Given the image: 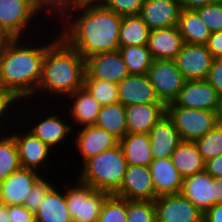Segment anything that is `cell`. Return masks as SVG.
I'll list each match as a JSON object with an SVG mask.
<instances>
[{
    "instance_id": "6da1fadb",
    "label": "cell",
    "mask_w": 222,
    "mask_h": 222,
    "mask_svg": "<svg viewBox=\"0 0 222 222\" xmlns=\"http://www.w3.org/2000/svg\"><path fill=\"white\" fill-rule=\"evenodd\" d=\"M122 17L97 0H86L55 24L59 35L84 58L119 49ZM62 25V26H61Z\"/></svg>"
},
{
    "instance_id": "7a4b0ae2",
    "label": "cell",
    "mask_w": 222,
    "mask_h": 222,
    "mask_svg": "<svg viewBox=\"0 0 222 222\" xmlns=\"http://www.w3.org/2000/svg\"><path fill=\"white\" fill-rule=\"evenodd\" d=\"M46 28H53V33L43 29V33L49 35L48 38L38 34V37L6 39L1 47L0 85L20 101L36 102L46 50L60 36L57 26Z\"/></svg>"
},
{
    "instance_id": "3957f363",
    "label": "cell",
    "mask_w": 222,
    "mask_h": 222,
    "mask_svg": "<svg viewBox=\"0 0 222 222\" xmlns=\"http://www.w3.org/2000/svg\"><path fill=\"white\" fill-rule=\"evenodd\" d=\"M84 75L85 59L59 36L46 50L36 102L45 105L44 97L46 103L59 104L83 87Z\"/></svg>"
},
{
    "instance_id": "277c9868",
    "label": "cell",
    "mask_w": 222,
    "mask_h": 222,
    "mask_svg": "<svg viewBox=\"0 0 222 222\" xmlns=\"http://www.w3.org/2000/svg\"><path fill=\"white\" fill-rule=\"evenodd\" d=\"M128 164L124 152L118 144L87 160L75 178L90 187L115 194L122 183Z\"/></svg>"
},
{
    "instance_id": "5b68a950",
    "label": "cell",
    "mask_w": 222,
    "mask_h": 222,
    "mask_svg": "<svg viewBox=\"0 0 222 222\" xmlns=\"http://www.w3.org/2000/svg\"><path fill=\"white\" fill-rule=\"evenodd\" d=\"M23 103V104H22ZM25 104H27L29 107H28V109H27V107L26 108H23L22 106H24ZM34 104H35V106H34ZM38 103H34V101H22L21 102V104H20V106H19V111H21V112H19V116L20 115H22V116H20V118H21V123H23V124H27L26 126H25V128L28 130V131H30L35 137H37V138H39L42 142H44L48 147H50L53 151L56 149H58V147H59V149L61 148L60 146L62 145V142L63 143H65V142H67V140H69L70 138H71V141L70 142H72L73 143V140H72V137H73V135H74V133H73V128H72V126H71V123H70V119H69V116L68 115H66L67 114V112H66V110L62 107V108H60L58 111H56V110H54V108L55 107H57L55 104H52V105H50V103L49 104H47V103H45L46 105L44 106L43 105V108L45 107V108H50L49 106H51V109H43L42 108V104L43 103H40L41 104V106H39V104L37 105ZM34 106V107H33ZM37 106H39L38 108H36ZM48 106V107H47ZM55 106V107H54ZM20 107H22V108H20ZM29 108L31 109V108H34L33 110L34 111H31V113L28 111L29 110ZM22 109V110H21ZM27 109V110H26ZM40 109V110H39ZM44 110V114H45V116H44V114L43 113H40V115H39V118L41 119V117H42V119L41 120H39V118H38V115L37 114H39V112L41 111V110ZM52 109H53V111H52ZM63 109V110H62ZM25 110H26V113H25ZM37 110L39 111V112H37ZM62 110V111H61ZM65 110V111H64ZM36 111V112H35ZM49 111V112H48ZM65 112V114H64V112ZM23 112V113H22ZM34 112V113H33ZM56 114H55V113ZM58 112V113H57ZM63 112V113H62ZM32 113H33V115L35 116H29L30 114L32 115ZM23 114H25L26 115V117L28 116L29 118L28 119H26V117L24 118L23 117ZM28 114V115H27ZM50 114V115H49ZM37 115V116H36ZM64 115V116H63ZM66 115V116H65ZM38 119H37V118ZM63 117H64V119H63ZM68 119H67V118ZM32 118H34V119H32ZM36 118V119H35ZM23 119V120H22ZM25 119V120H24ZM29 121V122H25V121ZM31 120V121H30ZM34 120H36V121H38V122H36V121H34ZM69 120V121H68ZM22 121H24V122H22ZM33 124H32V123ZM30 125H29V124ZM32 125V126H31ZM29 126V127H28ZM71 135V137H69ZM67 137H69V139L67 138ZM65 141V142H64ZM60 145V146H59Z\"/></svg>"
},
{
    "instance_id": "8992f818",
    "label": "cell",
    "mask_w": 222,
    "mask_h": 222,
    "mask_svg": "<svg viewBox=\"0 0 222 222\" xmlns=\"http://www.w3.org/2000/svg\"><path fill=\"white\" fill-rule=\"evenodd\" d=\"M40 16L42 18L43 14L36 9L32 0H0V32L6 39L38 36V33L40 34L42 30V26H40V29L39 25H45V27L48 26L47 23L52 25L46 19L45 24H42L43 19ZM38 29L39 32H37ZM34 32L36 33L34 34Z\"/></svg>"
},
{
    "instance_id": "52a82bcc",
    "label": "cell",
    "mask_w": 222,
    "mask_h": 222,
    "mask_svg": "<svg viewBox=\"0 0 222 222\" xmlns=\"http://www.w3.org/2000/svg\"><path fill=\"white\" fill-rule=\"evenodd\" d=\"M73 179L74 182L69 180L65 184V199L73 222H98L103 203L110 194Z\"/></svg>"
},
{
    "instance_id": "ba28073f",
    "label": "cell",
    "mask_w": 222,
    "mask_h": 222,
    "mask_svg": "<svg viewBox=\"0 0 222 222\" xmlns=\"http://www.w3.org/2000/svg\"><path fill=\"white\" fill-rule=\"evenodd\" d=\"M166 114L174 123L181 141H195L220 122L218 112L179 107L173 102L166 105Z\"/></svg>"
},
{
    "instance_id": "9c48e42d",
    "label": "cell",
    "mask_w": 222,
    "mask_h": 222,
    "mask_svg": "<svg viewBox=\"0 0 222 222\" xmlns=\"http://www.w3.org/2000/svg\"><path fill=\"white\" fill-rule=\"evenodd\" d=\"M15 125L17 126H15V128L13 126L9 132L14 136L17 143L21 168L30 169L37 172L39 171V173H42V175L45 173L44 176L47 173V176L49 177L46 170L48 168L49 171L52 167L49 162L51 161L50 159H52L50 158L52 156L51 153L54 151L39 138L35 137L30 131H28L25 128L26 124L22 125L21 123L22 128L20 127V121ZM13 128L16 130V132ZM17 128L18 130L22 129V133L21 131L18 132ZM48 166H50V168Z\"/></svg>"
},
{
    "instance_id": "30bf717a",
    "label": "cell",
    "mask_w": 222,
    "mask_h": 222,
    "mask_svg": "<svg viewBox=\"0 0 222 222\" xmlns=\"http://www.w3.org/2000/svg\"><path fill=\"white\" fill-rule=\"evenodd\" d=\"M147 75L159 100L165 105L177 98L186 82L174 60L154 59Z\"/></svg>"
},
{
    "instance_id": "8fae6325",
    "label": "cell",
    "mask_w": 222,
    "mask_h": 222,
    "mask_svg": "<svg viewBox=\"0 0 222 222\" xmlns=\"http://www.w3.org/2000/svg\"><path fill=\"white\" fill-rule=\"evenodd\" d=\"M154 207L156 222H203L204 213L181 194L158 196Z\"/></svg>"
},
{
    "instance_id": "7c38bea8",
    "label": "cell",
    "mask_w": 222,
    "mask_h": 222,
    "mask_svg": "<svg viewBox=\"0 0 222 222\" xmlns=\"http://www.w3.org/2000/svg\"><path fill=\"white\" fill-rule=\"evenodd\" d=\"M222 97L216 89L204 80H190L184 83L177 98L176 106L220 112Z\"/></svg>"
},
{
    "instance_id": "4fadbf2b",
    "label": "cell",
    "mask_w": 222,
    "mask_h": 222,
    "mask_svg": "<svg viewBox=\"0 0 222 222\" xmlns=\"http://www.w3.org/2000/svg\"><path fill=\"white\" fill-rule=\"evenodd\" d=\"M128 75L119 50L95 54L85 59L84 79H99L118 84Z\"/></svg>"
},
{
    "instance_id": "5bb4252c",
    "label": "cell",
    "mask_w": 222,
    "mask_h": 222,
    "mask_svg": "<svg viewBox=\"0 0 222 222\" xmlns=\"http://www.w3.org/2000/svg\"><path fill=\"white\" fill-rule=\"evenodd\" d=\"M74 143L72 144L77 151L76 155L78 158H82L80 164H84L87 160L94 157L95 155L114 148L119 144V140L108 133L103 128L96 125L84 126L73 131Z\"/></svg>"
},
{
    "instance_id": "9a60e30c",
    "label": "cell",
    "mask_w": 222,
    "mask_h": 222,
    "mask_svg": "<svg viewBox=\"0 0 222 222\" xmlns=\"http://www.w3.org/2000/svg\"><path fill=\"white\" fill-rule=\"evenodd\" d=\"M127 200L154 201V183L149 167L128 165L119 190L114 194Z\"/></svg>"
},
{
    "instance_id": "2e32d148",
    "label": "cell",
    "mask_w": 222,
    "mask_h": 222,
    "mask_svg": "<svg viewBox=\"0 0 222 222\" xmlns=\"http://www.w3.org/2000/svg\"><path fill=\"white\" fill-rule=\"evenodd\" d=\"M213 60L214 57L206 45H191L185 43L174 59L176 66L186 81L206 79Z\"/></svg>"
},
{
    "instance_id": "e0dca14e",
    "label": "cell",
    "mask_w": 222,
    "mask_h": 222,
    "mask_svg": "<svg viewBox=\"0 0 222 222\" xmlns=\"http://www.w3.org/2000/svg\"><path fill=\"white\" fill-rule=\"evenodd\" d=\"M60 104L61 106L66 104L70 106L68 107L69 109L67 108L66 112H68L67 114L69 115L71 126L74 131L79 129V127L95 125L98 113L101 109V105L84 86L77 89L74 93L70 94L56 105L60 107Z\"/></svg>"
},
{
    "instance_id": "ac0fdd59",
    "label": "cell",
    "mask_w": 222,
    "mask_h": 222,
    "mask_svg": "<svg viewBox=\"0 0 222 222\" xmlns=\"http://www.w3.org/2000/svg\"><path fill=\"white\" fill-rule=\"evenodd\" d=\"M41 173L20 168L7 179L0 181V203L5 205H24L27 195L43 177Z\"/></svg>"
},
{
    "instance_id": "d6986e66",
    "label": "cell",
    "mask_w": 222,
    "mask_h": 222,
    "mask_svg": "<svg viewBox=\"0 0 222 222\" xmlns=\"http://www.w3.org/2000/svg\"><path fill=\"white\" fill-rule=\"evenodd\" d=\"M180 194L205 213L216 204V182L210 174L203 171L184 178Z\"/></svg>"
},
{
    "instance_id": "ffe728a7",
    "label": "cell",
    "mask_w": 222,
    "mask_h": 222,
    "mask_svg": "<svg viewBox=\"0 0 222 222\" xmlns=\"http://www.w3.org/2000/svg\"><path fill=\"white\" fill-rule=\"evenodd\" d=\"M118 102L122 105L162 103L147 74H129L117 84Z\"/></svg>"
},
{
    "instance_id": "44dd1931",
    "label": "cell",
    "mask_w": 222,
    "mask_h": 222,
    "mask_svg": "<svg viewBox=\"0 0 222 222\" xmlns=\"http://www.w3.org/2000/svg\"><path fill=\"white\" fill-rule=\"evenodd\" d=\"M181 10L178 0H144L139 16L154 30L177 26Z\"/></svg>"
},
{
    "instance_id": "7402d4cb",
    "label": "cell",
    "mask_w": 222,
    "mask_h": 222,
    "mask_svg": "<svg viewBox=\"0 0 222 222\" xmlns=\"http://www.w3.org/2000/svg\"><path fill=\"white\" fill-rule=\"evenodd\" d=\"M153 160L169 158L180 144L179 133L168 115H164L148 133Z\"/></svg>"
},
{
    "instance_id": "603a6c76",
    "label": "cell",
    "mask_w": 222,
    "mask_h": 222,
    "mask_svg": "<svg viewBox=\"0 0 222 222\" xmlns=\"http://www.w3.org/2000/svg\"><path fill=\"white\" fill-rule=\"evenodd\" d=\"M127 133L148 134L155 124L166 115L164 103L135 104L126 106Z\"/></svg>"
},
{
    "instance_id": "cb8c5ba5",
    "label": "cell",
    "mask_w": 222,
    "mask_h": 222,
    "mask_svg": "<svg viewBox=\"0 0 222 222\" xmlns=\"http://www.w3.org/2000/svg\"><path fill=\"white\" fill-rule=\"evenodd\" d=\"M184 42L177 26L150 30L147 47L153 59L174 60Z\"/></svg>"
},
{
    "instance_id": "d4e9b609",
    "label": "cell",
    "mask_w": 222,
    "mask_h": 222,
    "mask_svg": "<svg viewBox=\"0 0 222 222\" xmlns=\"http://www.w3.org/2000/svg\"><path fill=\"white\" fill-rule=\"evenodd\" d=\"M148 167L157 196L180 194L183 178L172 163L171 157L153 160Z\"/></svg>"
},
{
    "instance_id": "484cf974",
    "label": "cell",
    "mask_w": 222,
    "mask_h": 222,
    "mask_svg": "<svg viewBox=\"0 0 222 222\" xmlns=\"http://www.w3.org/2000/svg\"><path fill=\"white\" fill-rule=\"evenodd\" d=\"M58 186V187H57ZM64 187L63 191L62 188ZM36 222H73L65 199V183L55 185L48 191L39 209L35 212Z\"/></svg>"
},
{
    "instance_id": "4316f807",
    "label": "cell",
    "mask_w": 222,
    "mask_h": 222,
    "mask_svg": "<svg viewBox=\"0 0 222 222\" xmlns=\"http://www.w3.org/2000/svg\"><path fill=\"white\" fill-rule=\"evenodd\" d=\"M177 28L185 44L205 45L211 31L195 9H182Z\"/></svg>"
},
{
    "instance_id": "83f0119b",
    "label": "cell",
    "mask_w": 222,
    "mask_h": 222,
    "mask_svg": "<svg viewBox=\"0 0 222 222\" xmlns=\"http://www.w3.org/2000/svg\"><path fill=\"white\" fill-rule=\"evenodd\" d=\"M171 160L183 179L205 171L206 162L194 141H181Z\"/></svg>"
},
{
    "instance_id": "f1b7e54d",
    "label": "cell",
    "mask_w": 222,
    "mask_h": 222,
    "mask_svg": "<svg viewBox=\"0 0 222 222\" xmlns=\"http://www.w3.org/2000/svg\"><path fill=\"white\" fill-rule=\"evenodd\" d=\"M128 165L149 166L153 161L148 134L126 133L119 141Z\"/></svg>"
},
{
    "instance_id": "f546056e",
    "label": "cell",
    "mask_w": 222,
    "mask_h": 222,
    "mask_svg": "<svg viewBox=\"0 0 222 222\" xmlns=\"http://www.w3.org/2000/svg\"><path fill=\"white\" fill-rule=\"evenodd\" d=\"M95 125L120 141L127 133L125 106L119 102L101 106Z\"/></svg>"
},
{
    "instance_id": "4dcf8cb0",
    "label": "cell",
    "mask_w": 222,
    "mask_h": 222,
    "mask_svg": "<svg viewBox=\"0 0 222 222\" xmlns=\"http://www.w3.org/2000/svg\"><path fill=\"white\" fill-rule=\"evenodd\" d=\"M150 29L139 15L124 16L119 32V46L147 45Z\"/></svg>"
},
{
    "instance_id": "1f68e13d",
    "label": "cell",
    "mask_w": 222,
    "mask_h": 222,
    "mask_svg": "<svg viewBox=\"0 0 222 222\" xmlns=\"http://www.w3.org/2000/svg\"><path fill=\"white\" fill-rule=\"evenodd\" d=\"M21 168L19 150L10 132L0 133V181Z\"/></svg>"
},
{
    "instance_id": "d6a6232c",
    "label": "cell",
    "mask_w": 222,
    "mask_h": 222,
    "mask_svg": "<svg viewBox=\"0 0 222 222\" xmlns=\"http://www.w3.org/2000/svg\"><path fill=\"white\" fill-rule=\"evenodd\" d=\"M118 50L129 74H147L154 60L147 45L119 47Z\"/></svg>"
},
{
    "instance_id": "836d02e7",
    "label": "cell",
    "mask_w": 222,
    "mask_h": 222,
    "mask_svg": "<svg viewBox=\"0 0 222 222\" xmlns=\"http://www.w3.org/2000/svg\"><path fill=\"white\" fill-rule=\"evenodd\" d=\"M21 102L22 101H20L11 91L3 88L0 85V133L9 132L12 126H15L13 122L15 121V123H17L16 121L20 120V118H18L20 111H19V108L17 107L20 106ZM16 115L18 116L17 118H16Z\"/></svg>"
},
{
    "instance_id": "e575fe53",
    "label": "cell",
    "mask_w": 222,
    "mask_h": 222,
    "mask_svg": "<svg viewBox=\"0 0 222 222\" xmlns=\"http://www.w3.org/2000/svg\"><path fill=\"white\" fill-rule=\"evenodd\" d=\"M36 9L42 14L43 17H50L49 22L55 19L56 23L52 22V25L57 24L71 9L75 8L79 4L86 0H32ZM45 14V15H44Z\"/></svg>"
},
{
    "instance_id": "d590c367",
    "label": "cell",
    "mask_w": 222,
    "mask_h": 222,
    "mask_svg": "<svg viewBox=\"0 0 222 222\" xmlns=\"http://www.w3.org/2000/svg\"><path fill=\"white\" fill-rule=\"evenodd\" d=\"M194 142L205 162L221 155L222 123L219 122L213 129Z\"/></svg>"
},
{
    "instance_id": "8d00e7d4",
    "label": "cell",
    "mask_w": 222,
    "mask_h": 222,
    "mask_svg": "<svg viewBox=\"0 0 222 222\" xmlns=\"http://www.w3.org/2000/svg\"><path fill=\"white\" fill-rule=\"evenodd\" d=\"M83 86L101 106L118 102V88L116 83L99 79H84Z\"/></svg>"
},
{
    "instance_id": "74e56055",
    "label": "cell",
    "mask_w": 222,
    "mask_h": 222,
    "mask_svg": "<svg viewBox=\"0 0 222 222\" xmlns=\"http://www.w3.org/2000/svg\"><path fill=\"white\" fill-rule=\"evenodd\" d=\"M126 219L127 199L109 195L103 203L98 222H126Z\"/></svg>"
},
{
    "instance_id": "f35d334b",
    "label": "cell",
    "mask_w": 222,
    "mask_h": 222,
    "mask_svg": "<svg viewBox=\"0 0 222 222\" xmlns=\"http://www.w3.org/2000/svg\"><path fill=\"white\" fill-rule=\"evenodd\" d=\"M126 222H156L154 201L127 200Z\"/></svg>"
},
{
    "instance_id": "ab89813d",
    "label": "cell",
    "mask_w": 222,
    "mask_h": 222,
    "mask_svg": "<svg viewBox=\"0 0 222 222\" xmlns=\"http://www.w3.org/2000/svg\"><path fill=\"white\" fill-rule=\"evenodd\" d=\"M211 32L222 30V1L195 9Z\"/></svg>"
},
{
    "instance_id": "60d3db41",
    "label": "cell",
    "mask_w": 222,
    "mask_h": 222,
    "mask_svg": "<svg viewBox=\"0 0 222 222\" xmlns=\"http://www.w3.org/2000/svg\"><path fill=\"white\" fill-rule=\"evenodd\" d=\"M54 183L56 182H53V180L50 181V178H47V176H43L27 195L24 206L35 213L39 209L48 191L55 185Z\"/></svg>"
},
{
    "instance_id": "b9f144b4",
    "label": "cell",
    "mask_w": 222,
    "mask_h": 222,
    "mask_svg": "<svg viewBox=\"0 0 222 222\" xmlns=\"http://www.w3.org/2000/svg\"><path fill=\"white\" fill-rule=\"evenodd\" d=\"M121 17L139 15L144 0H97Z\"/></svg>"
},
{
    "instance_id": "7bdbcfd3",
    "label": "cell",
    "mask_w": 222,
    "mask_h": 222,
    "mask_svg": "<svg viewBox=\"0 0 222 222\" xmlns=\"http://www.w3.org/2000/svg\"><path fill=\"white\" fill-rule=\"evenodd\" d=\"M205 80L212 85L222 97V57L214 58Z\"/></svg>"
},
{
    "instance_id": "ee69618b",
    "label": "cell",
    "mask_w": 222,
    "mask_h": 222,
    "mask_svg": "<svg viewBox=\"0 0 222 222\" xmlns=\"http://www.w3.org/2000/svg\"><path fill=\"white\" fill-rule=\"evenodd\" d=\"M8 213L11 222H36L35 213L24 205H10L8 206Z\"/></svg>"
},
{
    "instance_id": "f6af8a7d",
    "label": "cell",
    "mask_w": 222,
    "mask_h": 222,
    "mask_svg": "<svg viewBox=\"0 0 222 222\" xmlns=\"http://www.w3.org/2000/svg\"><path fill=\"white\" fill-rule=\"evenodd\" d=\"M205 45L214 58L222 57V30L212 32Z\"/></svg>"
},
{
    "instance_id": "bcb514c9",
    "label": "cell",
    "mask_w": 222,
    "mask_h": 222,
    "mask_svg": "<svg viewBox=\"0 0 222 222\" xmlns=\"http://www.w3.org/2000/svg\"><path fill=\"white\" fill-rule=\"evenodd\" d=\"M205 171L213 178L222 177V154L207 161L205 164Z\"/></svg>"
},
{
    "instance_id": "7dc6e473",
    "label": "cell",
    "mask_w": 222,
    "mask_h": 222,
    "mask_svg": "<svg viewBox=\"0 0 222 222\" xmlns=\"http://www.w3.org/2000/svg\"><path fill=\"white\" fill-rule=\"evenodd\" d=\"M203 222H222V203L208 209L203 215Z\"/></svg>"
},
{
    "instance_id": "c3c4849f",
    "label": "cell",
    "mask_w": 222,
    "mask_h": 222,
    "mask_svg": "<svg viewBox=\"0 0 222 222\" xmlns=\"http://www.w3.org/2000/svg\"><path fill=\"white\" fill-rule=\"evenodd\" d=\"M182 9H196L201 6L213 4L221 0H178Z\"/></svg>"
},
{
    "instance_id": "681fc988",
    "label": "cell",
    "mask_w": 222,
    "mask_h": 222,
    "mask_svg": "<svg viewBox=\"0 0 222 222\" xmlns=\"http://www.w3.org/2000/svg\"><path fill=\"white\" fill-rule=\"evenodd\" d=\"M9 218L8 205L0 203V222H11Z\"/></svg>"
},
{
    "instance_id": "f907efd6",
    "label": "cell",
    "mask_w": 222,
    "mask_h": 222,
    "mask_svg": "<svg viewBox=\"0 0 222 222\" xmlns=\"http://www.w3.org/2000/svg\"><path fill=\"white\" fill-rule=\"evenodd\" d=\"M217 186L216 204L222 203V177L214 178Z\"/></svg>"
},
{
    "instance_id": "816d5d0a",
    "label": "cell",
    "mask_w": 222,
    "mask_h": 222,
    "mask_svg": "<svg viewBox=\"0 0 222 222\" xmlns=\"http://www.w3.org/2000/svg\"><path fill=\"white\" fill-rule=\"evenodd\" d=\"M6 37L0 32V49L3 45V43L5 42Z\"/></svg>"
},
{
    "instance_id": "f5cc1de1",
    "label": "cell",
    "mask_w": 222,
    "mask_h": 222,
    "mask_svg": "<svg viewBox=\"0 0 222 222\" xmlns=\"http://www.w3.org/2000/svg\"><path fill=\"white\" fill-rule=\"evenodd\" d=\"M219 119H220V122L222 123V100H221V109L219 112Z\"/></svg>"
}]
</instances>
